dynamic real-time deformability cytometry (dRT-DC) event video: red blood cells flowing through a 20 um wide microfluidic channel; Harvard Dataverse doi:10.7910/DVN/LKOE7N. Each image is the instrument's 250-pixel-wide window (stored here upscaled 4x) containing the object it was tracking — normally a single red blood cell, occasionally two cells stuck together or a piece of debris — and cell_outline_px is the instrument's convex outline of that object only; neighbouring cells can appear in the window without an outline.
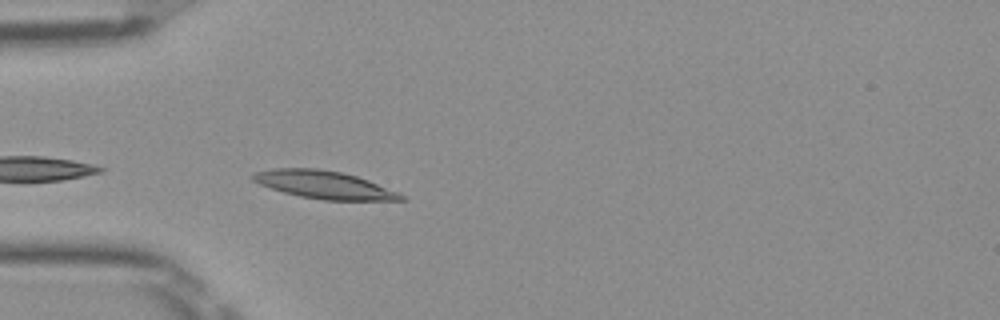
{"species": "Egyptian fruit bat (a non-hibernating species)", "species_latin": "Rousettus aegyptiacus", "temperature_condition": "room temperature", "stored_images_in_passage": 37, "camera_frame_rate_fps": 3000, "um_per_image_px": 0.085, "frame": {"image": 1, "passage_image": 2, "time_ms": 0.333, "image_size_px": [1000, 320], "cell_outline_px": [[408, 200], [324, 200], [300, 196], [284, 192], [260, 184], [252, 180], [252, 176], [256, 172], [276, 168], [316, 168], [340, 172], [356, 176], [368, 180], [396, 192], [404, 196]], "centroid_in_image_um": [27.54, 15.7], "position_along_channel_um": 57.5, "area_um2": 23.52}}
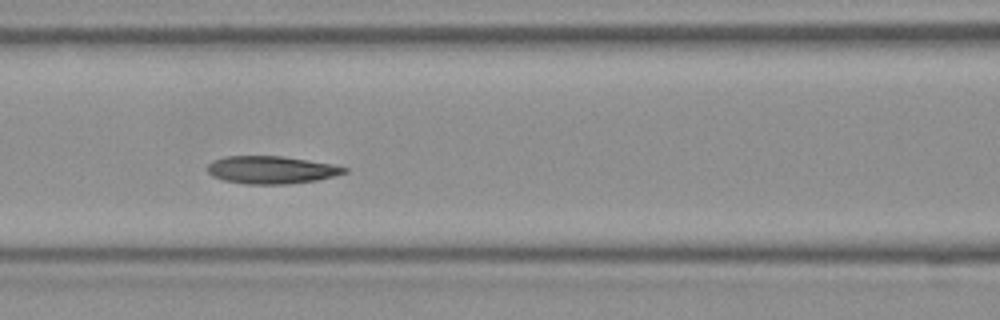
{"frame": {"image": 2, "passage_image": 9, "time_ms": 2.667, "image_size_px": [1000, 320], "cell_outline_px": [[348, 172], [316, 180], [288, 184], [244, 184], [224, 180], [212, 176], [208, 172], [208, 164], [212, 160], [224, 156], [284, 156], [332, 164], [348, 168]], "centroid_in_image_um": [23.04, 14.43], "position_along_channel_um": 143.6, "area_um2": 22.08}}
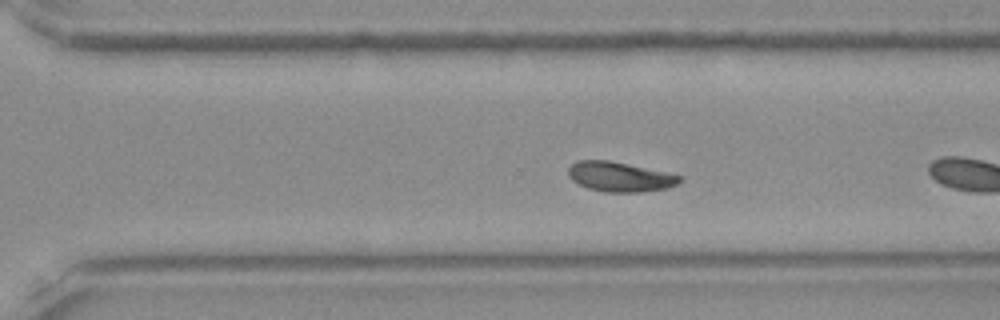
{"frame": {"image": 3, "passage_image": 20, "time_ms": 6.333, "image_size_px": [1000, 320], "cell_outline_px": [[680, 180], [676, 184], [668, 188], [644, 192], [604, 192], [588, 188], [572, 180], [568, 176], [568, 168], [576, 160], [608, 160], [628, 164], [664, 172], [680, 176]], "centroid_in_image_um": [52.63, 15.03], "position_along_channel_um": 318.0, "area_um2": 19.13}, "authors_computed_cell_mechanics": {"area_um2": 19.074, "velocity_mm_per_s": 3.9393, "shape_relaxation_time_tau1_ms": 4.0189, "shape_relaxation_time_tau2_ms": 2.163, "deformation_change_tau1": 0.1659, "deformation_change_tau2": 0.0685}}